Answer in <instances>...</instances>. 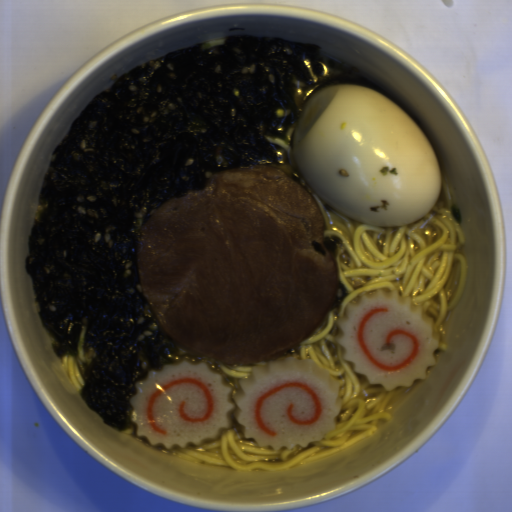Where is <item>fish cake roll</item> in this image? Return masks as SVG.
<instances>
[{
    "mask_svg": "<svg viewBox=\"0 0 512 512\" xmlns=\"http://www.w3.org/2000/svg\"><path fill=\"white\" fill-rule=\"evenodd\" d=\"M130 419L152 446H200L233 427L259 446L306 447L337 427L343 400L329 372L311 360L255 366L237 389L203 361L181 360L136 381Z\"/></svg>",
    "mask_w": 512,
    "mask_h": 512,
    "instance_id": "14b837c1",
    "label": "fish cake roll"
},
{
    "mask_svg": "<svg viewBox=\"0 0 512 512\" xmlns=\"http://www.w3.org/2000/svg\"><path fill=\"white\" fill-rule=\"evenodd\" d=\"M345 309L346 315L337 319L341 330L336 339L344 361L350 360L367 384L385 391L410 387L436 365L440 342L434 337L432 317L421 306H413L410 298L395 291H364Z\"/></svg>",
    "mask_w": 512,
    "mask_h": 512,
    "instance_id": "80858fc9",
    "label": "fish cake roll"
}]
</instances>
